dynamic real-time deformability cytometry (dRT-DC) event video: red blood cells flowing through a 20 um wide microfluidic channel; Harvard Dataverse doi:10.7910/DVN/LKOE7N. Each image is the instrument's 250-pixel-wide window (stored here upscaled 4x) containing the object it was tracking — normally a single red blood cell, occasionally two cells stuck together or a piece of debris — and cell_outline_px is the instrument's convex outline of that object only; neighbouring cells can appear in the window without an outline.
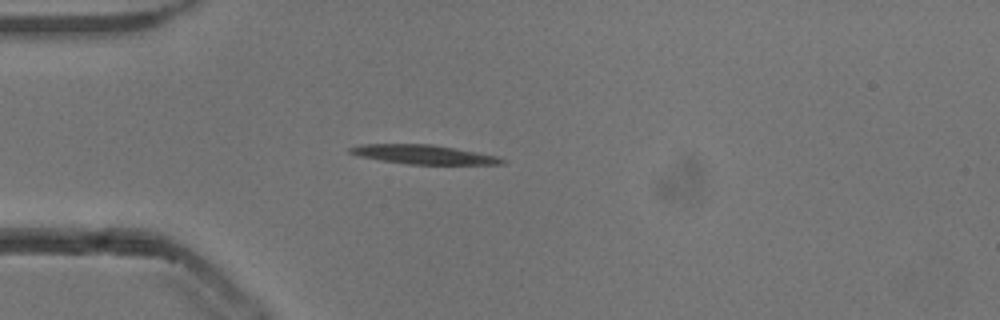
{"species": "common noctule bat (a hibernating species)", "species_latin": "Nyctalus noctula", "temperature_condition": "cold", "stored_images_in_passage": 41, "camera_frame_rate_fps": 3000, "um_per_image_px": 0.085, "animal": {"sex": "male", "body_mass_g": 13.3}, "frame": {"image": 1, "passage_image": 1, "time_ms": 0.0, "image_size_px": [1000, 320], "cell_outline_px": [[508, 160], [504, 164], [408, 164], [380, 160], [360, 156], [348, 152], [348, 148], [360, 144], [432, 144], [476, 152], [496, 156]], "centroid_in_image_um": [35.99, 13.13], "position_along_channel_um": 49.0, "area_um2": 16.82}}
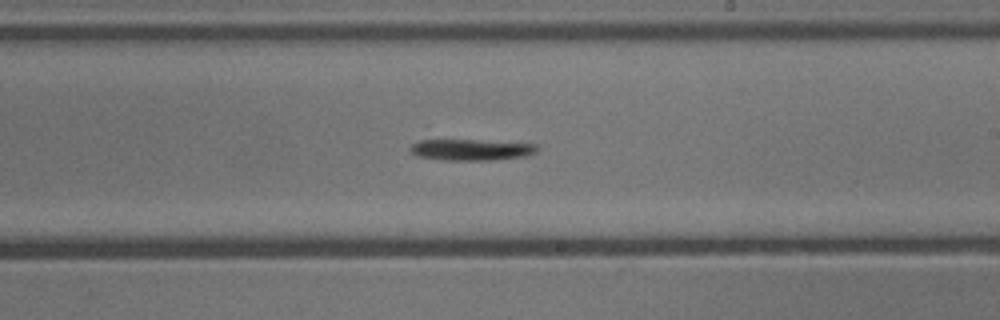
{"frame": {"image": 2, "passage_image": 18, "time_ms": 5.667, "image_size_px": [1000, 320], "cell_outline_px": [[540, 148], [536, 152], [524, 156], [496, 160], [444, 160], [416, 156], [408, 148], [412, 144], [420, 140], [476, 140], [536, 144]], "centroid_in_image_um": [40.04, 12.73], "position_along_channel_um": 249.0, "area_um2": 15.66}}
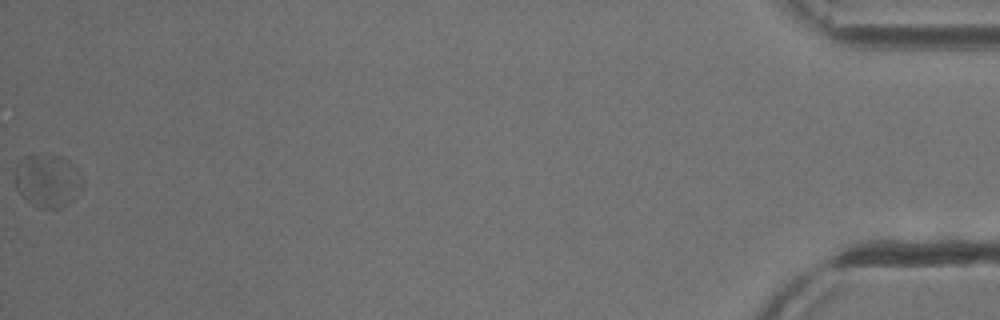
{"frame": {"image": 3, "passage_image": 41, "time_ms": 13.333, "image_size_px": [1000, 320], "cell_outline_px": [[84, 184], [76, 196], [68, 204], [60, 208], [40, 208], [32, 204], [16, 188], [16, 164], [24, 156], [60, 156], [68, 160], [72, 164], [84, 180]], "centroid_in_image_um": [4.08, 15.37], "position_along_channel_um": 431.1, "area_um2": 20.52}, "authors_computed_cell_mechanics": {"area_um2": 16.6464, "velocity_mm_per_s": 3.7552, "shape_relaxation_time_tau1_ms": 2.7787, "shape_relaxation_time_tau2_ms": null, "deformation_change_tau1": 0.1505, "deformation_change_tau2": null}}